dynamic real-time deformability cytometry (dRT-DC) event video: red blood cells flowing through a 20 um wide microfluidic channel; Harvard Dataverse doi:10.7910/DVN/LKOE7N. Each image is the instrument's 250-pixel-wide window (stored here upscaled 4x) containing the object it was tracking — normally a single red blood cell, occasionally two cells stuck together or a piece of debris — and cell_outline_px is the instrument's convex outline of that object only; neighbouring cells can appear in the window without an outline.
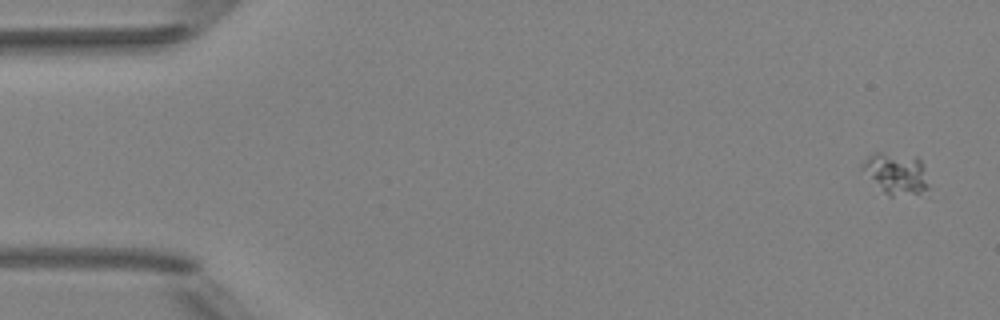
{"species": "Egyptian fruit bat (a non-hibernating species)", "species_latin": "Rousettus aegyptiacus", "temperature_condition": "room temperature", "stored_images_in_passage": 5, "camera_frame_rate_fps": 3000, "um_per_image_px": 0.085, "animal": {"sex": "female"}, "frame": {"image": 1, "passage_image": 1, "time_ms": 0.0, "image_size_px": [1000, 320], "cell_outline_px": [[928, 188], [920, 192], [892, 196], [888, 196], [884, 192], [860, 164], [872, 152], [880, 152], [916, 156], [920, 160], [924, 168]], "centroid_in_image_um": [76.18, 14.7], "position_along_channel_um": 8.8, "area_um2": 15.37}}
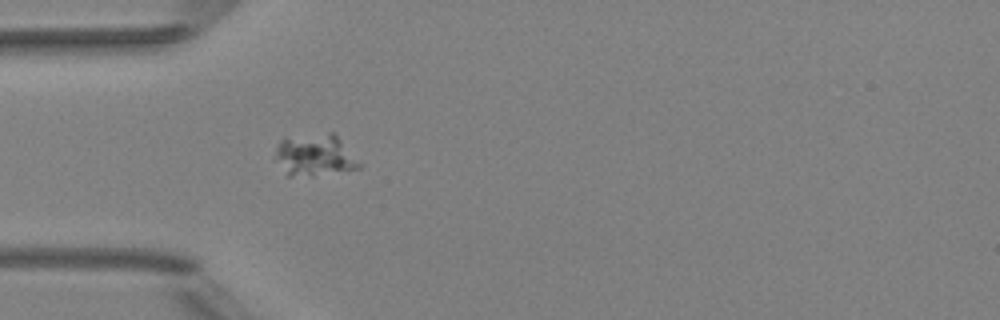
{"frame": {"image": 2, "passage_image": 5, "time_ms": 4.667, "image_size_px": [1000, 320], "cell_outline_px": [[364, 164], [360, 168], [312, 176], [288, 176], [272, 160], [276, 148], [280, 140], [328, 132], [332, 132]], "centroid_in_image_um": [26.74, 13.23], "position_along_channel_um": 58.3, "area_um2": 20.58}}